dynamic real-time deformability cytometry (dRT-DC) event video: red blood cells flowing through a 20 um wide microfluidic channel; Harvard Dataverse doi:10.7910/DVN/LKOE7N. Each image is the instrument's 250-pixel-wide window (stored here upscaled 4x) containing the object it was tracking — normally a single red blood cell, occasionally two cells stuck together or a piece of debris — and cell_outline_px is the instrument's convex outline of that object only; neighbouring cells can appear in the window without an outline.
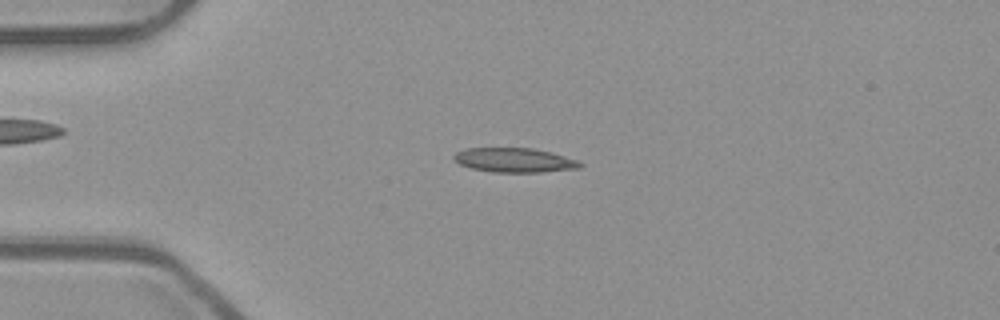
{"species": "common noctule bat (a hibernating species)", "species_latin": "Nyctalus noctula", "temperature_condition": "room temperature", "stored_images_in_passage": 41, "camera_frame_rate_fps": 3000, "um_per_image_px": 0.085, "animal": {"sex": "male", "body_mass_g": 23.1, "forearm_length_mm": 52.7}, "frame": {"image": 1, "passage_image": 1, "time_ms": 0.0, "image_size_px": [1000, 320], "cell_outline_px": [[584, 164], [580, 168], [540, 172], [492, 172], [472, 168], [460, 164], [452, 156], [456, 152], [464, 148], [532, 148], [580, 160]], "centroid_in_image_um": [43.74, 13.61], "position_along_channel_um": 41.3, "area_um2": 17.86}}
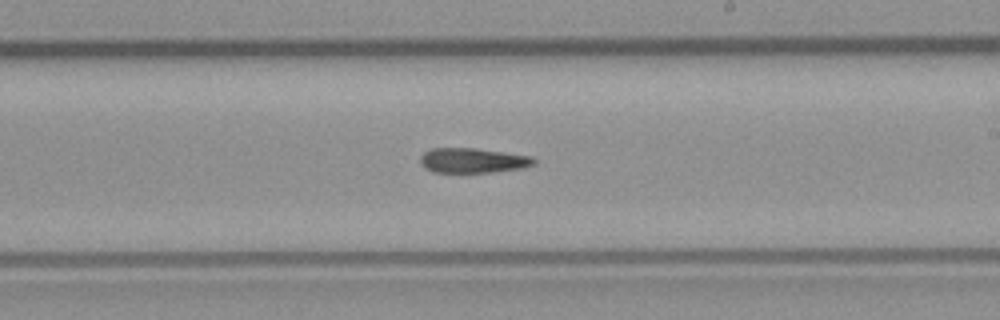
{"frame": {"image": 2, "passage_image": 19, "time_ms": 6.0, "image_size_px": [1000, 320], "cell_outline_px": [[536, 164], [520, 168], [492, 172], [432, 172], [424, 168], [420, 164], [420, 156], [424, 152], [432, 148], [476, 148], [532, 156], [536, 160]], "centroid_in_image_um": [40.16, 13.63], "position_along_channel_um": 248.8, "area_um2": 16.53}}
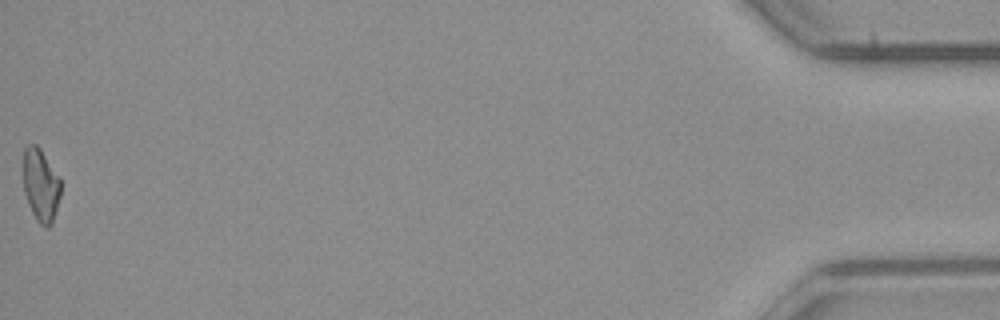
{"frame": {"image": 3, "passage_image": 41, "time_ms": 13.333, "image_size_px": [1000, 320], "cell_outline_px": [[60, 196], [52, 224], [48, 228], [44, 228], [36, 220], [28, 204], [24, 192], [24, 148], [28, 144], [36, 144], [40, 148], [60, 176]], "centroid_in_image_um": [3.47, 15.75], "position_along_channel_um": 431.7, "area_um2": 16.01}}